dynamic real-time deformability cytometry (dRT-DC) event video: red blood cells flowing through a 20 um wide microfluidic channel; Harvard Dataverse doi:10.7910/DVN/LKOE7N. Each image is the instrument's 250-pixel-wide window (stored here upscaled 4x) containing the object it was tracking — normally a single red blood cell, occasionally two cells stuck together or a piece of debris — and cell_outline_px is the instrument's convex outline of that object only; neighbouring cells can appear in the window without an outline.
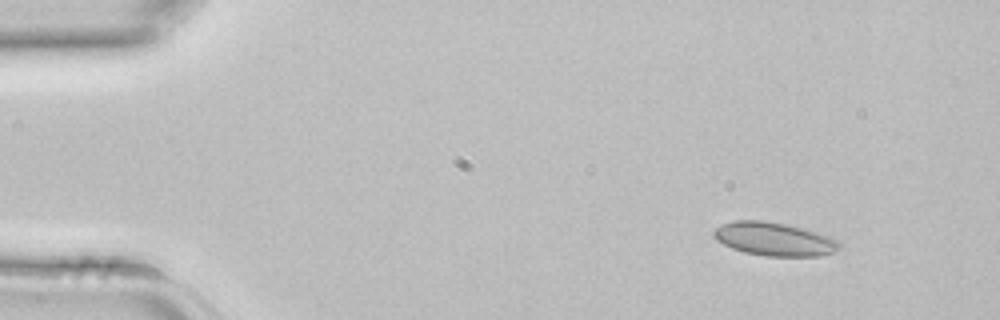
{"species": "common noctule bat (a hibernating species)", "species_latin": "Nyctalus noctula", "temperature_condition": "room temperature", "stored_images_in_passage": 3, "camera_frame_rate_fps": 3000, "um_per_image_px": 0.085, "animal": {"sex": "female", "body_mass_g": 22.7, "forearm_length_mm": 54.2}, "frame": {"image": 1, "passage_image": 1, "time_ms": 0.0, "image_size_px": [1000, 320], "cell_outline_px": [[840, 248], [836, 252], [820, 256], [764, 256], [744, 252], [732, 248], [716, 240], [712, 236], [712, 232], [720, 224], [732, 220], [764, 220], [804, 228], [828, 236], [836, 240], [840, 244]], "centroid_in_image_um": [65.77, 20.32], "position_along_channel_um": 19.2, "area_um2": 24.62}}